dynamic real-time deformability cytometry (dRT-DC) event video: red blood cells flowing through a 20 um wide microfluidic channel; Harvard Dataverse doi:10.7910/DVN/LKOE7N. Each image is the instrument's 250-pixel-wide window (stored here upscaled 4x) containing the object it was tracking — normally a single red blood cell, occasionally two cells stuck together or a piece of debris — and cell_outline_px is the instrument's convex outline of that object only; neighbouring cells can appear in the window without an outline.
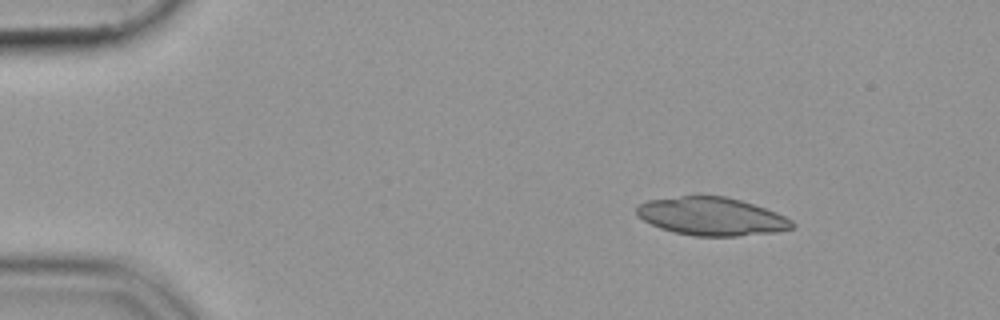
{"species": "common noctule bat (a hibernating species)", "species_latin": "Nyctalus noctula", "temperature_condition": "cold", "stored_images_in_passage": 46, "camera_frame_rate_fps": 3000, "um_per_image_px": 0.085, "animal": {"sex": "female", "body_mass_g": 19.9}, "frame": {"image": 1, "passage_image": 1, "time_ms": 0.0, "image_size_px": [1000, 320], "cell_outline_px": [[796, 224], [792, 228], [776, 232], [736, 236], [696, 236], [672, 232], [660, 228], [644, 220], [636, 212], [636, 208], [640, 204], [648, 200], [680, 196], [724, 196], [740, 200], [776, 212], [792, 220]], "centroid_in_image_um": [60.5, 18.4], "position_along_channel_um": 24.5, "area_um2": 34.28}}